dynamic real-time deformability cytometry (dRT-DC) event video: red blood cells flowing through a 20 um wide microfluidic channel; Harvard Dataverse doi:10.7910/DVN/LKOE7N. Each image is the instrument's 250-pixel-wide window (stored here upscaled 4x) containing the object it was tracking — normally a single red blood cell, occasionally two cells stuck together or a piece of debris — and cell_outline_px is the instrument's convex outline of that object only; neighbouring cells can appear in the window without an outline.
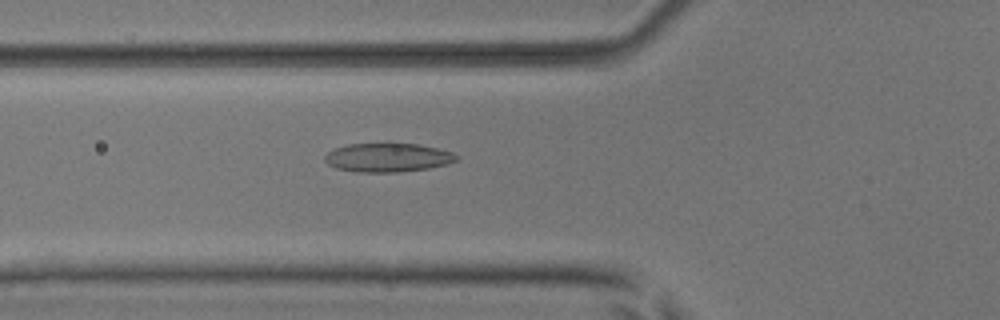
{"species": "common noctule bat (a hibernating species)", "species_latin": "Nyctalus noctula", "temperature_condition": "room temperature", "stored_images_in_passage": 51, "camera_frame_rate_fps": 3000, "um_per_image_px": 0.085, "animal": {"sex": "male", "body_mass_g": 17.9, "forearm_length_mm": 54.2}, "frame": {"image": 1, "passage_image": 19, "time_ms": 6.0, "image_size_px": [1000, 320], "cell_outline_px": [[460, 156], [456, 160], [448, 164], [428, 168], [400, 172], [356, 172], [336, 168], [328, 164], [324, 160], [324, 156], [328, 152], [336, 148], [348, 144], [416, 144], [436, 148], [452, 152]], "centroid_in_image_um": [32.95, 13.4], "position_along_channel_um": 92.8, "area_um2": 21.96}}
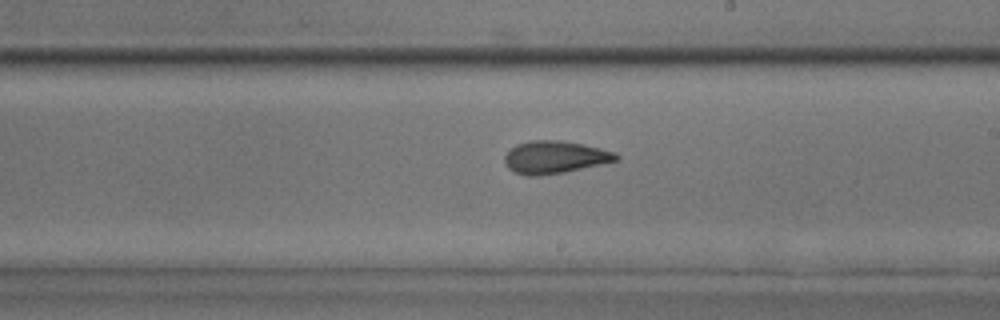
{"frame": {"image": 2, "passage_image": 30, "time_ms": 9.667, "image_size_px": [1000, 320], "cell_outline_px": [[620, 160], [564, 172], [540, 176], [528, 176], [516, 172], [508, 168], [504, 164], [504, 156], [508, 148], [516, 144], [528, 140], [560, 140], [600, 148], [616, 152], [620, 156]], "centroid_in_image_um": [47.13, 13.36], "position_along_channel_um": 241.9, "area_um2": 21.39}}
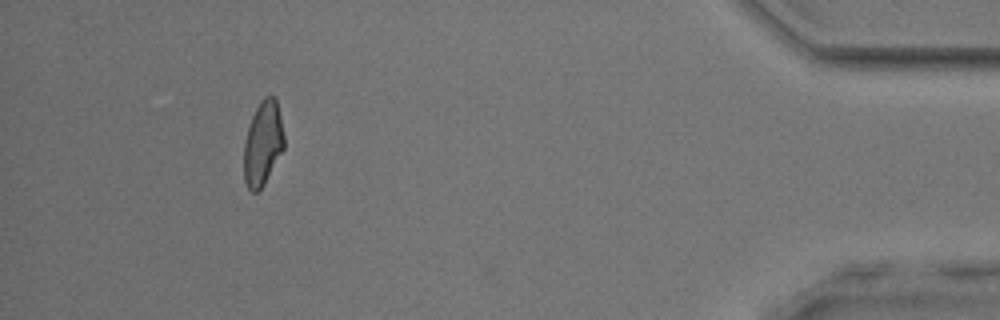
{"frame": {"image": 3, "passage_image": 47, "time_ms": 15.333, "image_size_px": [1000, 320], "cell_outline_px": [[284, 148], [264, 184], [256, 192], [252, 192], [248, 188], [244, 180], [244, 144], [248, 124], [260, 100], [264, 96], [272, 96], [276, 100], [280, 116], [284, 136]], "centroid_in_image_um": [22.33, 12.18], "position_along_channel_um": 412.9, "area_um2": 19.65}, "authors_computed_cell_mechanics": {"area_um2": 21.097, "velocity_mm_per_s": 4.0633, "shape_relaxation_time_tau1_ms": 9.3737, "shape_relaxation_time_tau2_ms": 2.5211, "deformation_change_tau1": 0.2179, "deformation_change_tau2": 0.0958}}